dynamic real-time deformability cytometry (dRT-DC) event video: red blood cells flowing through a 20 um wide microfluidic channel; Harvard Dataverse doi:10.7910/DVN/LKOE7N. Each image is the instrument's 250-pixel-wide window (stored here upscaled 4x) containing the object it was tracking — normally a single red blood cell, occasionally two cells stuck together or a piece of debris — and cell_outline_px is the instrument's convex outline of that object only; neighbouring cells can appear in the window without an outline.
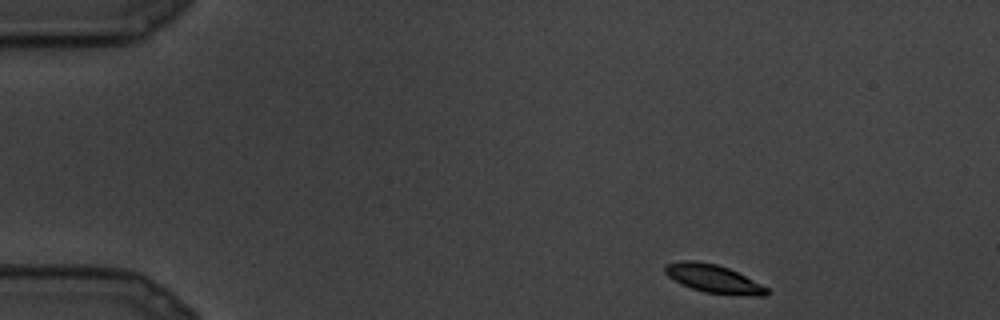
{"species": "common noctule bat (a hibernating species)", "species_latin": "Nyctalus noctula", "temperature_condition": "cold", "stored_images_in_passage": 23, "camera_frame_rate_fps": 3000, "um_per_image_px": 0.085, "animal": {"sex": "male", "body_mass_g": 19.5, "forearm_length_mm": 54.6}, "frame": {"image": 1, "passage_image": 1, "time_ms": 0.0, "image_size_px": [1000, 320], "cell_outline_px": [[768, 296], [752, 296], [704, 292], [680, 284], [668, 276], [664, 272], [664, 264], [680, 260], [696, 260], [716, 264], [728, 268], [768, 288]], "centroid_in_image_um": [60.59, 23.68], "position_along_channel_um": 24.4, "area_um2": 16.7}}
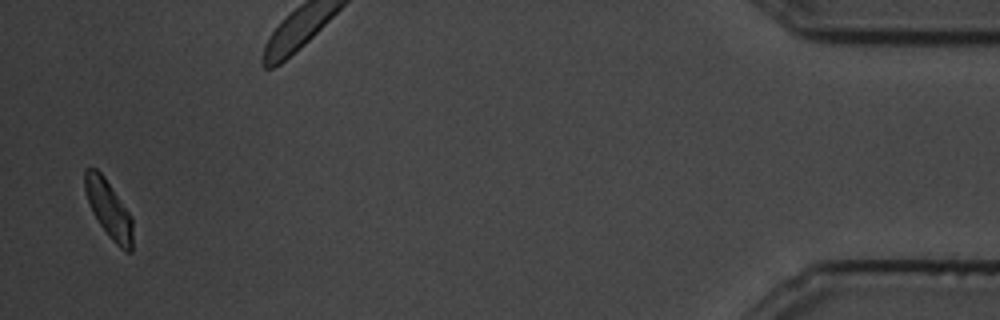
{"frame": {"image": 2, "passage_image": 23, "time_ms": 7.333, "image_size_px": [1000, 320], "cell_outline_px": [[132, 252], [124, 252], [108, 236], [92, 212], [84, 188], [84, 168], [96, 168], [104, 176], [128, 212], [132, 220]], "centroid_in_image_um": [9.22, 17.78], "position_along_channel_um": 426.0, "area_um2": 15.84}}